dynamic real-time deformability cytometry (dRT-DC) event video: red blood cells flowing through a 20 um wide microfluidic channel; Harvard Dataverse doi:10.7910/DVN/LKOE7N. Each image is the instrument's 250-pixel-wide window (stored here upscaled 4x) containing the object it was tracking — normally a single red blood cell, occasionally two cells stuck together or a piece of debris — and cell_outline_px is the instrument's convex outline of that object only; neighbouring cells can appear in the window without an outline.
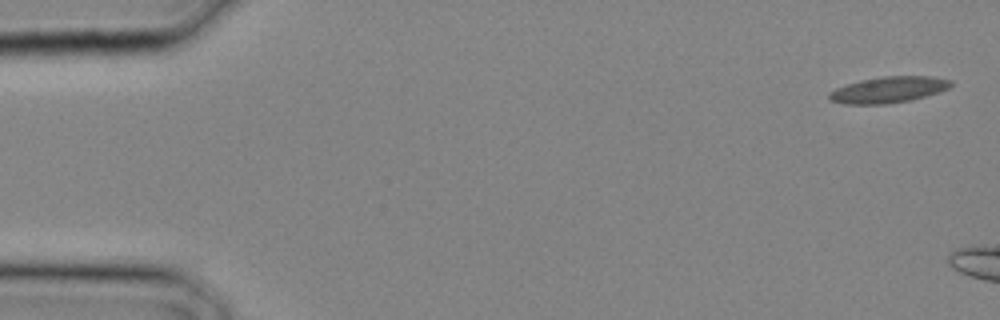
{"species": "common noctule bat (a hibernating species)", "species_latin": "Nyctalus noctula", "temperature_condition": "cold", "stored_images_in_passage": 4, "camera_frame_rate_fps": 3000, "um_per_image_px": 0.085, "animal": {"sex": "male", "body_mass_g": 20.4}, "frame": {"image": 1, "passage_image": 1, "time_ms": 0.0, "image_size_px": [1000, 320], "cell_outline_px": [[952, 84], [948, 88], [940, 92], [912, 100], [888, 104], [844, 104], [828, 100], [828, 92], [836, 88], [860, 80], [884, 76], [932, 76], [952, 80]], "centroid_in_image_um": [75.52, 7.63], "position_along_channel_um": 9.5, "area_um2": 18.73}}